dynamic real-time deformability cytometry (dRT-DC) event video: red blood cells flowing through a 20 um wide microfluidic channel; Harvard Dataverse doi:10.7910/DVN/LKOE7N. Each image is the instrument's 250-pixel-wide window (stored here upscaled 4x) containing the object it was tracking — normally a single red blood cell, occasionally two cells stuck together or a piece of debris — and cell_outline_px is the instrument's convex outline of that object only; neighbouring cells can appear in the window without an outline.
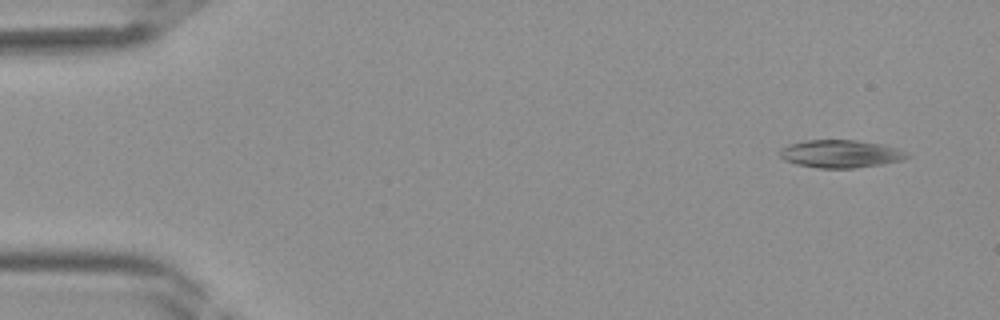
{"species": "Egyptian fruit bat (a non-hibernating species)", "species_latin": "Rousettus aegyptiacus", "temperature_condition": "room temperature", "stored_images_in_passage": 38, "camera_frame_rate_fps": 3000, "um_per_image_px": 0.085, "frame": {"image": 1, "passage_image": 1, "time_ms": 0.0, "image_size_px": [1000, 320], "cell_outline_px": [[912, 156], [904, 160], [856, 168], [816, 168], [796, 164], [784, 160], [780, 156], [780, 148], [788, 144], [804, 140], [856, 140], [884, 144], [896, 148]], "centroid_in_image_um": [71.43, 13.07], "position_along_channel_um": 13.6, "area_um2": 20.75}}
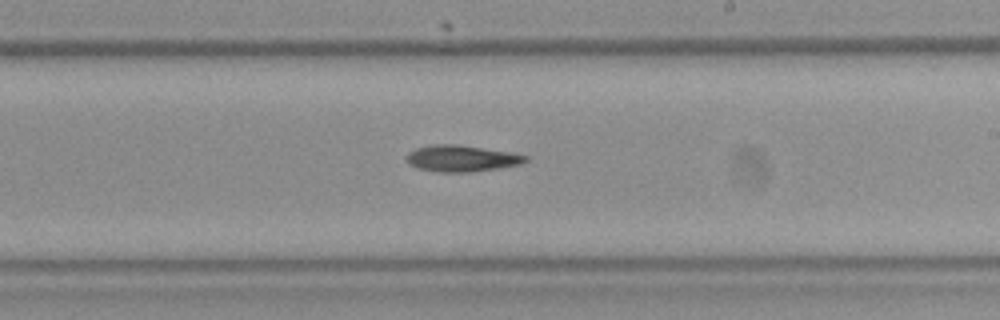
{"frame": {"image": 2, "passage_image": 22, "time_ms": 7.0, "image_size_px": [1000, 320], "cell_outline_px": [[528, 160], [520, 164], [500, 168], [468, 172], [436, 172], [416, 168], [408, 164], [404, 160], [408, 152], [416, 148], [432, 144], [456, 144], [512, 152], [528, 156]], "centroid_in_image_um": [39.19, 13.46], "position_along_channel_um": 249.8, "area_um2": 18.55}}
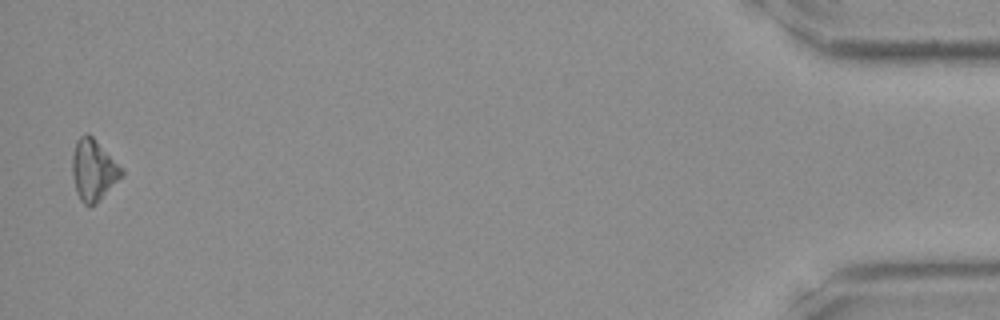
{"frame": {"image": 3, "passage_image": 38, "time_ms": 12.333, "image_size_px": [1000, 320], "cell_outline_px": [[124, 176], [96, 204], [84, 204], [80, 200], [76, 192], [72, 176], [72, 156], [76, 140], [84, 132], [88, 132], [124, 168]], "centroid_in_image_um": [7.96, 14.44], "position_along_channel_um": 427.2, "area_um2": 17.98}}